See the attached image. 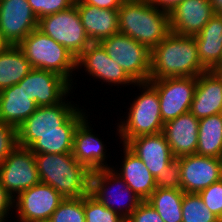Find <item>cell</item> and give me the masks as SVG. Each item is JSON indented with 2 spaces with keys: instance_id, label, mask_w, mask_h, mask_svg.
Instances as JSON below:
<instances>
[{
  "instance_id": "cell-42",
  "label": "cell",
  "mask_w": 222,
  "mask_h": 222,
  "mask_svg": "<svg viewBox=\"0 0 222 222\" xmlns=\"http://www.w3.org/2000/svg\"><path fill=\"white\" fill-rule=\"evenodd\" d=\"M212 71L222 81V63L217 65Z\"/></svg>"
},
{
  "instance_id": "cell-22",
  "label": "cell",
  "mask_w": 222,
  "mask_h": 222,
  "mask_svg": "<svg viewBox=\"0 0 222 222\" xmlns=\"http://www.w3.org/2000/svg\"><path fill=\"white\" fill-rule=\"evenodd\" d=\"M82 25L92 43H100L119 32L118 10L101 9L87 4H74Z\"/></svg>"
},
{
  "instance_id": "cell-8",
  "label": "cell",
  "mask_w": 222,
  "mask_h": 222,
  "mask_svg": "<svg viewBox=\"0 0 222 222\" xmlns=\"http://www.w3.org/2000/svg\"><path fill=\"white\" fill-rule=\"evenodd\" d=\"M66 102L38 106L17 128L18 146L29 148L44 133L63 132V124L79 109Z\"/></svg>"
},
{
  "instance_id": "cell-34",
  "label": "cell",
  "mask_w": 222,
  "mask_h": 222,
  "mask_svg": "<svg viewBox=\"0 0 222 222\" xmlns=\"http://www.w3.org/2000/svg\"><path fill=\"white\" fill-rule=\"evenodd\" d=\"M156 188L181 189L180 161L174 158L155 178Z\"/></svg>"
},
{
  "instance_id": "cell-9",
  "label": "cell",
  "mask_w": 222,
  "mask_h": 222,
  "mask_svg": "<svg viewBox=\"0 0 222 222\" xmlns=\"http://www.w3.org/2000/svg\"><path fill=\"white\" fill-rule=\"evenodd\" d=\"M111 183L113 185L115 184V186L116 184L118 186L120 185L122 189L118 188V192L117 190L115 191L114 189L111 190L110 187L112 188L114 187ZM90 193L95 198H97L102 205L116 212L125 220L142 202V200L138 198V196L128 187L126 182L118 174H115L114 167L113 169L105 168L102 170H96L92 172ZM126 194L128 195L129 198L125 197L126 198L125 200L123 198L122 200H124V202L127 200L126 203H124L122 202V200H120V198L126 196Z\"/></svg>"
},
{
  "instance_id": "cell-14",
  "label": "cell",
  "mask_w": 222,
  "mask_h": 222,
  "mask_svg": "<svg viewBox=\"0 0 222 222\" xmlns=\"http://www.w3.org/2000/svg\"><path fill=\"white\" fill-rule=\"evenodd\" d=\"M180 161L181 190L199 193L222 179V158L191 154L177 158Z\"/></svg>"
},
{
  "instance_id": "cell-35",
  "label": "cell",
  "mask_w": 222,
  "mask_h": 222,
  "mask_svg": "<svg viewBox=\"0 0 222 222\" xmlns=\"http://www.w3.org/2000/svg\"><path fill=\"white\" fill-rule=\"evenodd\" d=\"M204 204L222 221V179L199 192Z\"/></svg>"
},
{
  "instance_id": "cell-31",
  "label": "cell",
  "mask_w": 222,
  "mask_h": 222,
  "mask_svg": "<svg viewBox=\"0 0 222 222\" xmlns=\"http://www.w3.org/2000/svg\"><path fill=\"white\" fill-rule=\"evenodd\" d=\"M48 222H85L84 196L64 198Z\"/></svg>"
},
{
  "instance_id": "cell-7",
  "label": "cell",
  "mask_w": 222,
  "mask_h": 222,
  "mask_svg": "<svg viewBox=\"0 0 222 222\" xmlns=\"http://www.w3.org/2000/svg\"><path fill=\"white\" fill-rule=\"evenodd\" d=\"M38 29L76 58L92 43L82 25L77 7L44 16L38 20Z\"/></svg>"
},
{
  "instance_id": "cell-5",
  "label": "cell",
  "mask_w": 222,
  "mask_h": 222,
  "mask_svg": "<svg viewBox=\"0 0 222 222\" xmlns=\"http://www.w3.org/2000/svg\"><path fill=\"white\" fill-rule=\"evenodd\" d=\"M138 85L144 92L135 98L128 108L130 110L126 121H121L117 129L123 145L129 139L142 135H155L163 131L164 123L156 88L149 81L136 83V86Z\"/></svg>"
},
{
  "instance_id": "cell-19",
  "label": "cell",
  "mask_w": 222,
  "mask_h": 222,
  "mask_svg": "<svg viewBox=\"0 0 222 222\" xmlns=\"http://www.w3.org/2000/svg\"><path fill=\"white\" fill-rule=\"evenodd\" d=\"M124 145L143 161L154 178L174 159L162 132L129 139Z\"/></svg>"
},
{
  "instance_id": "cell-4",
  "label": "cell",
  "mask_w": 222,
  "mask_h": 222,
  "mask_svg": "<svg viewBox=\"0 0 222 222\" xmlns=\"http://www.w3.org/2000/svg\"><path fill=\"white\" fill-rule=\"evenodd\" d=\"M32 68L54 72L72 85L71 74L77 69L76 57L38 28L17 45ZM71 79V80H70Z\"/></svg>"
},
{
  "instance_id": "cell-29",
  "label": "cell",
  "mask_w": 222,
  "mask_h": 222,
  "mask_svg": "<svg viewBox=\"0 0 222 222\" xmlns=\"http://www.w3.org/2000/svg\"><path fill=\"white\" fill-rule=\"evenodd\" d=\"M181 189L156 188L146 200L159 213L164 222H182Z\"/></svg>"
},
{
  "instance_id": "cell-41",
  "label": "cell",
  "mask_w": 222,
  "mask_h": 222,
  "mask_svg": "<svg viewBox=\"0 0 222 222\" xmlns=\"http://www.w3.org/2000/svg\"><path fill=\"white\" fill-rule=\"evenodd\" d=\"M215 15H222V0H209Z\"/></svg>"
},
{
  "instance_id": "cell-2",
  "label": "cell",
  "mask_w": 222,
  "mask_h": 222,
  "mask_svg": "<svg viewBox=\"0 0 222 222\" xmlns=\"http://www.w3.org/2000/svg\"><path fill=\"white\" fill-rule=\"evenodd\" d=\"M40 182L52 186L63 198L90 193L92 172L72 153L34 154Z\"/></svg>"
},
{
  "instance_id": "cell-6",
  "label": "cell",
  "mask_w": 222,
  "mask_h": 222,
  "mask_svg": "<svg viewBox=\"0 0 222 222\" xmlns=\"http://www.w3.org/2000/svg\"><path fill=\"white\" fill-rule=\"evenodd\" d=\"M100 44L135 83L150 80L151 50L145 45L120 32L107 37Z\"/></svg>"
},
{
  "instance_id": "cell-15",
  "label": "cell",
  "mask_w": 222,
  "mask_h": 222,
  "mask_svg": "<svg viewBox=\"0 0 222 222\" xmlns=\"http://www.w3.org/2000/svg\"><path fill=\"white\" fill-rule=\"evenodd\" d=\"M38 106H51L65 101L71 91V84L62 76L43 69L32 68L17 84Z\"/></svg>"
},
{
  "instance_id": "cell-12",
  "label": "cell",
  "mask_w": 222,
  "mask_h": 222,
  "mask_svg": "<svg viewBox=\"0 0 222 222\" xmlns=\"http://www.w3.org/2000/svg\"><path fill=\"white\" fill-rule=\"evenodd\" d=\"M20 222H48L64 199L52 186L38 183L14 197Z\"/></svg>"
},
{
  "instance_id": "cell-25",
  "label": "cell",
  "mask_w": 222,
  "mask_h": 222,
  "mask_svg": "<svg viewBox=\"0 0 222 222\" xmlns=\"http://www.w3.org/2000/svg\"><path fill=\"white\" fill-rule=\"evenodd\" d=\"M194 38L201 64L212 71L222 63V15H214Z\"/></svg>"
},
{
  "instance_id": "cell-33",
  "label": "cell",
  "mask_w": 222,
  "mask_h": 222,
  "mask_svg": "<svg viewBox=\"0 0 222 222\" xmlns=\"http://www.w3.org/2000/svg\"><path fill=\"white\" fill-rule=\"evenodd\" d=\"M37 19L71 8L76 0H27Z\"/></svg>"
},
{
  "instance_id": "cell-16",
  "label": "cell",
  "mask_w": 222,
  "mask_h": 222,
  "mask_svg": "<svg viewBox=\"0 0 222 222\" xmlns=\"http://www.w3.org/2000/svg\"><path fill=\"white\" fill-rule=\"evenodd\" d=\"M76 66L78 69L84 66L88 74L106 83H114V86L115 84L136 85L120 65L108 56L100 43H91L76 58Z\"/></svg>"
},
{
  "instance_id": "cell-28",
  "label": "cell",
  "mask_w": 222,
  "mask_h": 222,
  "mask_svg": "<svg viewBox=\"0 0 222 222\" xmlns=\"http://www.w3.org/2000/svg\"><path fill=\"white\" fill-rule=\"evenodd\" d=\"M196 154L222 158V113L199 119Z\"/></svg>"
},
{
  "instance_id": "cell-10",
  "label": "cell",
  "mask_w": 222,
  "mask_h": 222,
  "mask_svg": "<svg viewBox=\"0 0 222 222\" xmlns=\"http://www.w3.org/2000/svg\"><path fill=\"white\" fill-rule=\"evenodd\" d=\"M149 82L158 92L163 123L190 111L197 77H167Z\"/></svg>"
},
{
  "instance_id": "cell-13",
  "label": "cell",
  "mask_w": 222,
  "mask_h": 222,
  "mask_svg": "<svg viewBox=\"0 0 222 222\" xmlns=\"http://www.w3.org/2000/svg\"><path fill=\"white\" fill-rule=\"evenodd\" d=\"M37 28L38 19L27 0H0V35L7 45H18Z\"/></svg>"
},
{
  "instance_id": "cell-27",
  "label": "cell",
  "mask_w": 222,
  "mask_h": 222,
  "mask_svg": "<svg viewBox=\"0 0 222 222\" xmlns=\"http://www.w3.org/2000/svg\"><path fill=\"white\" fill-rule=\"evenodd\" d=\"M32 67L23 51L17 46H6L0 52V91L18 84Z\"/></svg>"
},
{
  "instance_id": "cell-36",
  "label": "cell",
  "mask_w": 222,
  "mask_h": 222,
  "mask_svg": "<svg viewBox=\"0 0 222 222\" xmlns=\"http://www.w3.org/2000/svg\"><path fill=\"white\" fill-rule=\"evenodd\" d=\"M17 146V129L0 121V165Z\"/></svg>"
},
{
  "instance_id": "cell-40",
  "label": "cell",
  "mask_w": 222,
  "mask_h": 222,
  "mask_svg": "<svg viewBox=\"0 0 222 222\" xmlns=\"http://www.w3.org/2000/svg\"><path fill=\"white\" fill-rule=\"evenodd\" d=\"M184 0H150L151 4L158 10L170 14L174 8Z\"/></svg>"
},
{
  "instance_id": "cell-21",
  "label": "cell",
  "mask_w": 222,
  "mask_h": 222,
  "mask_svg": "<svg viewBox=\"0 0 222 222\" xmlns=\"http://www.w3.org/2000/svg\"><path fill=\"white\" fill-rule=\"evenodd\" d=\"M190 112L197 119L222 113V81L213 71H206L197 77Z\"/></svg>"
},
{
  "instance_id": "cell-44",
  "label": "cell",
  "mask_w": 222,
  "mask_h": 222,
  "mask_svg": "<svg viewBox=\"0 0 222 222\" xmlns=\"http://www.w3.org/2000/svg\"><path fill=\"white\" fill-rule=\"evenodd\" d=\"M5 218H0V222H5Z\"/></svg>"
},
{
  "instance_id": "cell-26",
  "label": "cell",
  "mask_w": 222,
  "mask_h": 222,
  "mask_svg": "<svg viewBox=\"0 0 222 222\" xmlns=\"http://www.w3.org/2000/svg\"><path fill=\"white\" fill-rule=\"evenodd\" d=\"M78 109L64 124L63 132H49L41 135L28 149L34 154L72 153L73 139L79 123L87 116Z\"/></svg>"
},
{
  "instance_id": "cell-23",
  "label": "cell",
  "mask_w": 222,
  "mask_h": 222,
  "mask_svg": "<svg viewBox=\"0 0 222 222\" xmlns=\"http://www.w3.org/2000/svg\"><path fill=\"white\" fill-rule=\"evenodd\" d=\"M38 105L24 91L13 85L0 91V121L16 129L37 109Z\"/></svg>"
},
{
  "instance_id": "cell-1",
  "label": "cell",
  "mask_w": 222,
  "mask_h": 222,
  "mask_svg": "<svg viewBox=\"0 0 222 222\" xmlns=\"http://www.w3.org/2000/svg\"><path fill=\"white\" fill-rule=\"evenodd\" d=\"M206 71L199 60L194 36L170 32L151 50L150 80L198 77Z\"/></svg>"
},
{
  "instance_id": "cell-30",
  "label": "cell",
  "mask_w": 222,
  "mask_h": 222,
  "mask_svg": "<svg viewBox=\"0 0 222 222\" xmlns=\"http://www.w3.org/2000/svg\"><path fill=\"white\" fill-rule=\"evenodd\" d=\"M182 222H222L204 204L199 193L184 192L182 199Z\"/></svg>"
},
{
  "instance_id": "cell-37",
  "label": "cell",
  "mask_w": 222,
  "mask_h": 222,
  "mask_svg": "<svg viewBox=\"0 0 222 222\" xmlns=\"http://www.w3.org/2000/svg\"><path fill=\"white\" fill-rule=\"evenodd\" d=\"M126 222H164L159 213L147 201H142L125 220Z\"/></svg>"
},
{
  "instance_id": "cell-24",
  "label": "cell",
  "mask_w": 222,
  "mask_h": 222,
  "mask_svg": "<svg viewBox=\"0 0 222 222\" xmlns=\"http://www.w3.org/2000/svg\"><path fill=\"white\" fill-rule=\"evenodd\" d=\"M124 147V161L122 168L118 174L128 185V187L140 198L146 201L156 189L155 178L148 170L143 161L130 151L125 145Z\"/></svg>"
},
{
  "instance_id": "cell-18",
  "label": "cell",
  "mask_w": 222,
  "mask_h": 222,
  "mask_svg": "<svg viewBox=\"0 0 222 222\" xmlns=\"http://www.w3.org/2000/svg\"><path fill=\"white\" fill-rule=\"evenodd\" d=\"M199 119L190 111L164 123L165 135L174 158L196 154Z\"/></svg>"
},
{
  "instance_id": "cell-32",
  "label": "cell",
  "mask_w": 222,
  "mask_h": 222,
  "mask_svg": "<svg viewBox=\"0 0 222 222\" xmlns=\"http://www.w3.org/2000/svg\"><path fill=\"white\" fill-rule=\"evenodd\" d=\"M85 222H126L116 212L102 205L91 193L84 196Z\"/></svg>"
},
{
  "instance_id": "cell-11",
  "label": "cell",
  "mask_w": 222,
  "mask_h": 222,
  "mask_svg": "<svg viewBox=\"0 0 222 222\" xmlns=\"http://www.w3.org/2000/svg\"><path fill=\"white\" fill-rule=\"evenodd\" d=\"M0 183L13 198L40 183L34 153L17 146L0 165Z\"/></svg>"
},
{
  "instance_id": "cell-43",
  "label": "cell",
  "mask_w": 222,
  "mask_h": 222,
  "mask_svg": "<svg viewBox=\"0 0 222 222\" xmlns=\"http://www.w3.org/2000/svg\"><path fill=\"white\" fill-rule=\"evenodd\" d=\"M8 46L3 40L2 37L0 35V52L6 47Z\"/></svg>"
},
{
  "instance_id": "cell-39",
  "label": "cell",
  "mask_w": 222,
  "mask_h": 222,
  "mask_svg": "<svg viewBox=\"0 0 222 222\" xmlns=\"http://www.w3.org/2000/svg\"><path fill=\"white\" fill-rule=\"evenodd\" d=\"M13 200L14 198L0 183V218H6L8 216L9 210L14 205Z\"/></svg>"
},
{
  "instance_id": "cell-20",
  "label": "cell",
  "mask_w": 222,
  "mask_h": 222,
  "mask_svg": "<svg viewBox=\"0 0 222 222\" xmlns=\"http://www.w3.org/2000/svg\"><path fill=\"white\" fill-rule=\"evenodd\" d=\"M85 117L76 128L73 139L72 155L91 172L110 168L105 162L104 142L92 133ZM106 164V165H105Z\"/></svg>"
},
{
  "instance_id": "cell-3",
  "label": "cell",
  "mask_w": 222,
  "mask_h": 222,
  "mask_svg": "<svg viewBox=\"0 0 222 222\" xmlns=\"http://www.w3.org/2000/svg\"><path fill=\"white\" fill-rule=\"evenodd\" d=\"M119 32L152 50L170 31L169 14L150 0H125L118 9Z\"/></svg>"
},
{
  "instance_id": "cell-38",
  "label": "cell",
  "mask_w": 222,
  "mask_h": 222,
  "mask_svg": "<svg viewBox=\"0 0 222 222\" xmlns=\"http://www.w3.org/2000/svg\"><path fill=\"white\" fill-rule=\"evenodd\" d=\"M125 0H76L75 4H87L101 9L118 10Z\"/></svg>"
},
{
  "instance_id": "cell-17",
  "label": "cell",
  "mask_w": 222,
  "mask_h": 222,
  "mask_svg": "<svg viewBox=\"0 0 222 222\" xmlns=\"http://www.w3.org/2000/svg\"><path fill=\"white\" fill-rule=\"evenodd\" d=\"M214 15L209 0H184L169 14L170 31L195 36Z\"/></svg>"
}]
</instances>
